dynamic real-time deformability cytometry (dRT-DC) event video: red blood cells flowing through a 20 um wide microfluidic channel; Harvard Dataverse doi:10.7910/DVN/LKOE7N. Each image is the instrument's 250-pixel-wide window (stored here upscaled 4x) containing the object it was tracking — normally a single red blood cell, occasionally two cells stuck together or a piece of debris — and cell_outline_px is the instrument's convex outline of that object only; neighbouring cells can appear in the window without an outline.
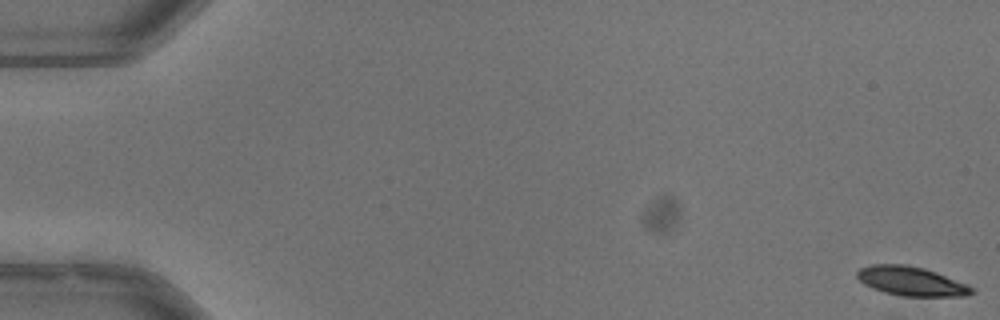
{"species": "common noctule bat (a hibernating species)", "species_latin": "Nyctalus noctula", "temperature_condition": "warm", "stored_images_in_passage": 54, "camera_frame_rate_fps": 3000, "um_per_image_px": 0.085, "animal": {"sex": "male", "body_mass_g": 13.3}, "frame": {"image": 1, "passage_image": 1, "time_ms": 0.0, "image_size_px": [1000, 320], "cell_outline_px": [[976, 292], [968, 296], [900, 296], [884, 292], [872, 288], [864, 284], [856, 276], [856, 272], [860, 268], [872, 264], [908, 264], [924, 268], [936, 272], [968, 284], [976, 288]], "centroid_in_image_um": [77.5, 23.9], "position_along_channel_um": 7.5, "area_um2": 19.77}}
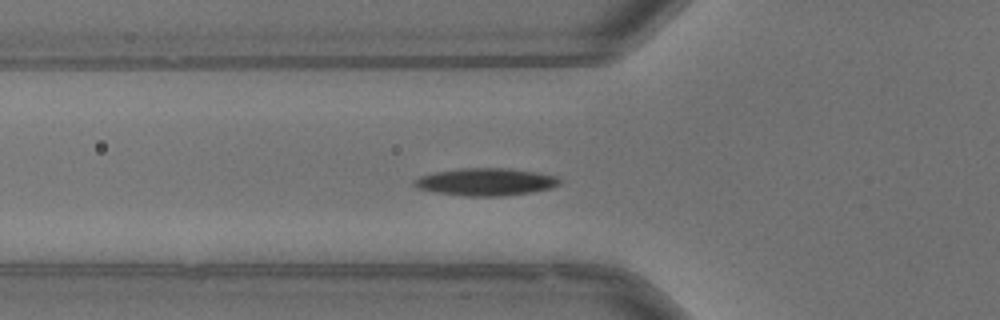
{"frame": {"image": 2, "passage_image": 20, "time_ms": 6.333, "image_size_px": [1000, 320], "cell_outline_px": [[560, 184], [552, 188], [532, 192], [504, 196], [464, 196], [432, 192], [416, 188], [412, 184], [412, 180], [420, 176], [436, 172], [460, 168], [508, 168], [536, 172], [556, 176], [560, 180]], "centroid_in_image_um": [41.26, 15.46], "position_along_channel_um": 84.5, "area_um2": 23.47}}
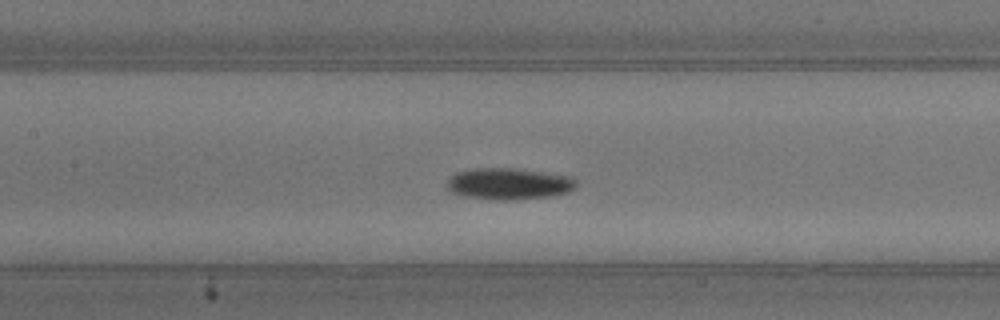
{"frame": {"image": 3, "passage_image": 26, "time_ms": 8.333, "image_size_px": [1000, 320], "cell_outline_px": [[576, 188], [568, 192], [552, 196], [516, 200], [496, 200], [456, 196], [448, 188], [448, 180], [456, 172], [476, 168], [512, 168], [572, 176], [576, 180]], "centroid_in_image_um": [43.25, 15.64], "position_along_channel_um": 164.1, "area_um2": 23.99}, "authors_computed_cell_mechanics": {"area_um2": 21.2993, "velocity_mm_per_s": 3.954, "shape_relaxation_time_tau1_ms": 3.5866, "shape_relaxation_time_tau2_ms": null, "deformation_change_tau1": 0.1309, "deformation_change_tau2": null}}